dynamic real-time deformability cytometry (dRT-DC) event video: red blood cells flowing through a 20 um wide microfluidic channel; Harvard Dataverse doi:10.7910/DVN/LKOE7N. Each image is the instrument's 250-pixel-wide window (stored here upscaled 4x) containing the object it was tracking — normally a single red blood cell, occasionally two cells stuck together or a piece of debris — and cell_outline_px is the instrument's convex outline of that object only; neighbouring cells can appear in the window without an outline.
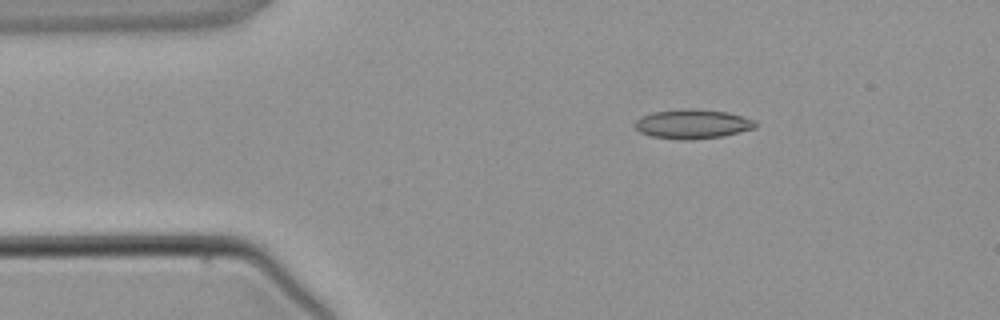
{"species": "common noctule bat (a hibernating species)", "species_latin": "Nyctalus noctula", "temperature_condition": "warm", "stored_images_in_passage": 3, "camera_frame_rate_fps": 3000, "um_per_image_px": 0.085, "animal": {"sex": "male", "body_mass_g": 21.5, "forearm_length_mm": 52.0}, "frame": {"image": 1, "passage_image": 2, "time_ms": 1.333, "image_size_px": [1000, 320], "cell_outline_px": [[756, 128], [740, 132], [720, 136], [692, 140], [680, 140], [652, 136], [640, 132], [632, 124], [640, 116], [652, 112], [688, 108], [692, 108], [728, 112], [756, 120]], "centroid_in_image_um": [58.85, 10.53], "position_along_channel_um": 26.2, "area_um2": 20.75}}